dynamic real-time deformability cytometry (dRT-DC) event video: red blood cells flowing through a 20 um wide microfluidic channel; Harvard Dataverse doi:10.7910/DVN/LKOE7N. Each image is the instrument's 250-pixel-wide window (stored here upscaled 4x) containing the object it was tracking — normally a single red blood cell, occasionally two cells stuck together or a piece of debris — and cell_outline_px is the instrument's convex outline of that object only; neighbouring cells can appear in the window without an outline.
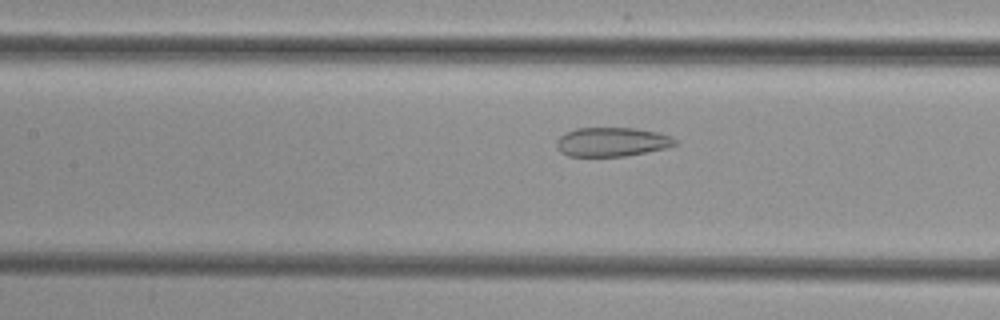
{"species": "common noctule bat (a hibernating species)", "species_latin": "Nyctalus noctula", "temperature_condition": "cold", "stored_images_in_passage": 47, "camera_frame_rate_fps": 3000, "um_per_image_px": 0.085, "animal": {"sex": "female", "body_mass_g": 29.2, "forearm_length_mm": 56.3}, "frame": {"image": 1, "passage_image": 19, "time_ms": 6.0, "image_size_px": [1000, 320], "cell_outline_px": [[676, 144], [668, 148], [624, 156], [568, 156], [560, 152], [556, 148], [556, 140], [560, 136], [576, 128], [636, 128], [660, 132], [672, 136], [676, 140]], "centroid_in_image_um": [52.03, 12.06], "position_along_channel_um": 155.4, "area_um2": 20.23}}
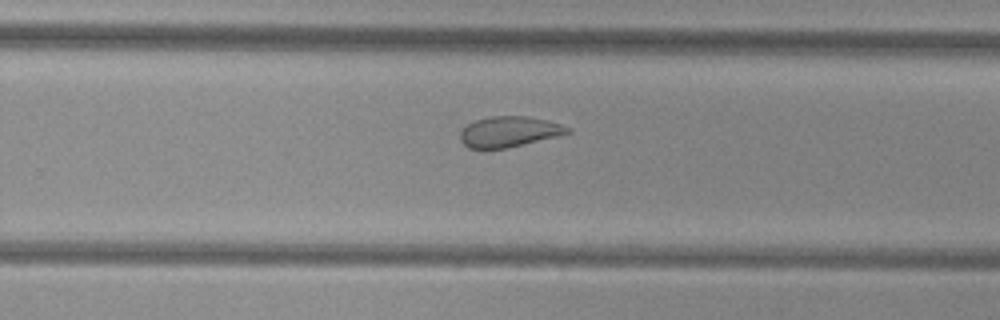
{"frame": {"image": 2, "passage_image": 29, "time_ms": 9.333, "image_size_px": [1000, 320], "cell_outline_px": [[572, 132], [560, 136], [508, 148], [468, 148], [460, 140], [460, 132], [468, 124], [476, 120], [492, 116], [528, 116], [548, 120], [572, 128]], "centroid_in_image_um": [43.33, 11.19], "position_along_channel_um": 286.5, "area_um2": 19.25}}
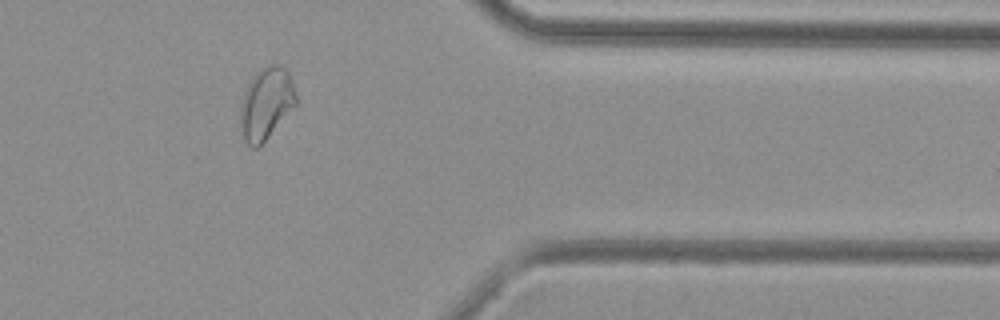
{"frame": {"image": 3, "passage_image": 38, "time_ms": 12.333, "image_size_px": [1000, 320], "cell_outline_px": [[296, 104], [260, 148], [252, 148], [244, 140], [240, 124], [240, 108], [244, 92], [252, 76], [260, 68], [268, 64], [280, 64], [288, 68], [296, 96]], "centroid_in_image_um": [22.62, 8.79], "position_along_channel_um": 388.8, "area_um2": 23.64}}